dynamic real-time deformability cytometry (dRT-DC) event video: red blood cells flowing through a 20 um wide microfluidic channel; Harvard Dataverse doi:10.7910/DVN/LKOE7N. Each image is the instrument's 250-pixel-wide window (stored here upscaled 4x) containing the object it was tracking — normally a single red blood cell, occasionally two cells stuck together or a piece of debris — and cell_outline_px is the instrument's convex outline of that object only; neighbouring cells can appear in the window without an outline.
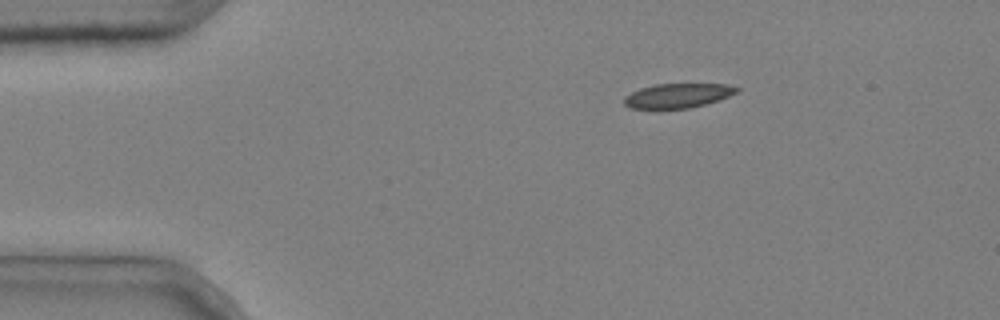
{"species": "common noctule bat (a hibernating species)", "species_latin": "Nyctalus noctula", "temperature_condition": "cold", "stored_images_in_passage": 3, "camera_frame_rate_fps": 3000, "um_per_image_px": 0.085, "animal": {"sex": "male", "body_mass_g": 20.4}, "frame": {"image": 1, "passage_image": 1, "time_ms": 0.0, "image_size_px": [1000, 320], "cell_outline_px": [[740, 88], [736, 92], [720, 100], [688, 108], [632, 108], [624, 104], [624, 96], [640, 88], [656, 84], [728, 84]], "centroid_in_image_um": [57.61, 8.12], "position_along_channel_um": 27.4, "area_um2": 15.84}}
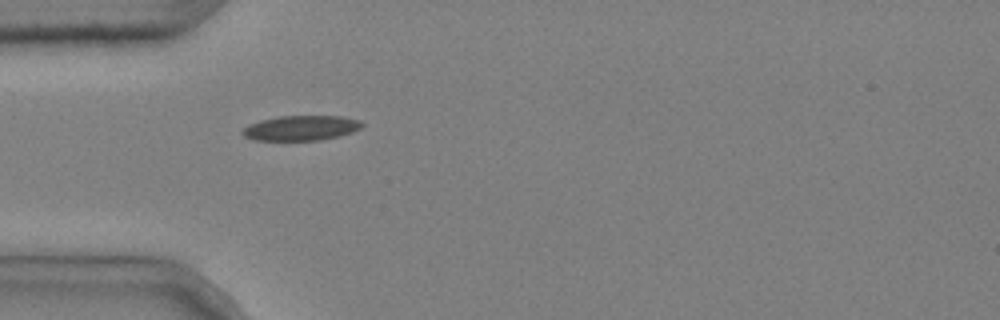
{"frame": {"image": 2, "passage_image": 3, "time_ms": 0.667, "image_size_px": [1000, 320], "cell_outline_px": [[364, 124], [360, 128], [352, 132], [340, 136], [320, 140], [252, 140], [244, 136], [240, 132], [248, 124], [260, 120], [280, 116], [340, 116], [360, 120]], "centroid_in_image_um": [25.57, 10.88], "position_along_channel_um": 59.4, "area_um2": 17.46}}